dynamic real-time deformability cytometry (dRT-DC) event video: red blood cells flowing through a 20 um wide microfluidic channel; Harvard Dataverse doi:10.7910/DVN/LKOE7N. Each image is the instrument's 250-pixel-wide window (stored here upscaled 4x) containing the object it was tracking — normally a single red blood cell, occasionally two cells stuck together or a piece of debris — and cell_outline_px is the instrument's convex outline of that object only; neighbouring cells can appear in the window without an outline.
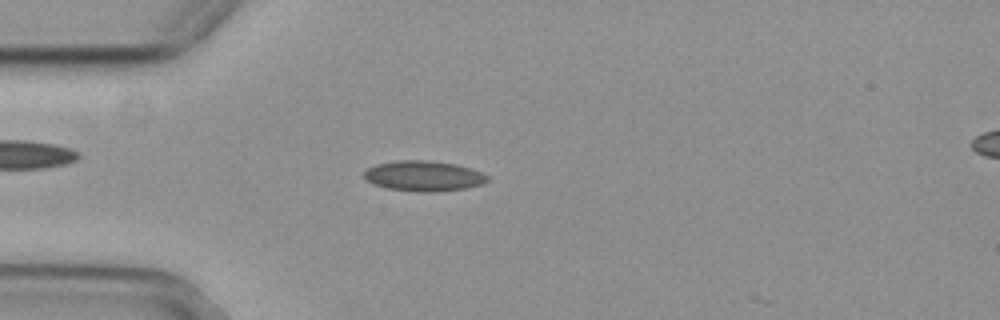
{"species": "common noctule bat (a hibernating species)", "species_latin": "Nyctalus noctula", "temperature_condition": "cold", "stored_images_in_passage": 52, "camera_frame_rate_fps": 3000, "um_per_image_px": 0.085, "animal": {"sex": "female", "body_mass_g": 29.2, "forearm_length_mm": 56.3}, "frame": {"image": 1, "passage_image": 14, "time_ms": 4.333, "image_size_px": [1000, 320], "cell_outline_px": [[488, 180], [484, 184], [464, 188], [432, 192], [420, 192], [388, 188], [364, 180], [364, 172], [368, 168], [376, 164], [396, 160], [428, 160], [456, 164], [480, 172], [488, 176]], "centroid_in_image_um": [35.99, 14.95], "position_along_channel_um": 49.0, "area_um2": 21.68}}
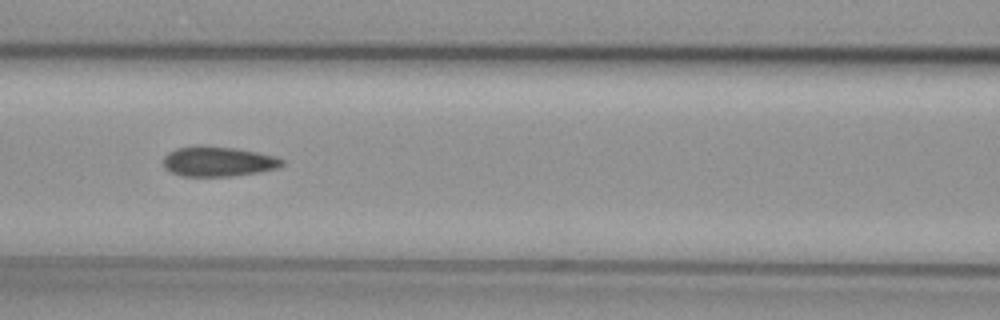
{"frame": {"image": 2, "passage_image": 23, "time_ms": 7.333, "image_size_px": [1000, 320], "cell_outline_px": [[284, 164], [276, 168], [260, 172], [232, 176], [180, 176], [168, 172], [164, 168], [164, 156], [168, 152], [176, 148], [236, 148], [276, 156], [284, 160]], "centroid_in_image_um": [18.55, 13.77], "position_along_channel_um": 148.0, "area_um2": 20.23}}
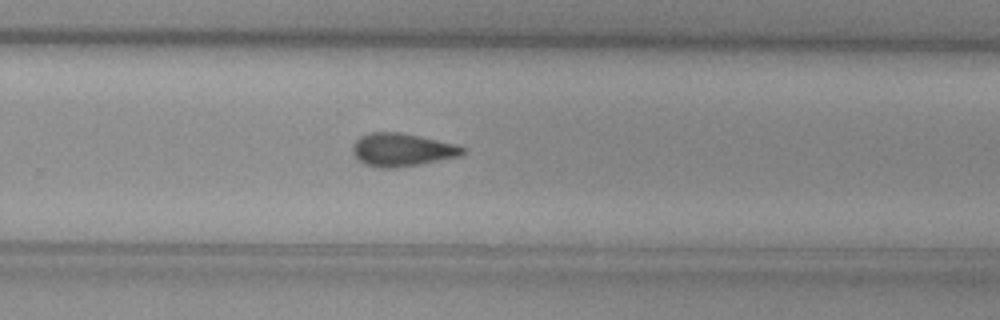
{"frame": {"image": 3, "passage_image": 35, "time_ms": 11.333, "image_size_px": [1000, 320], "cell_outline_px": [[468, 148], [460, 156], [420, 164], [396, 168], [380, 168], [364, 164], [352, 152], [352, 144], [360, 136], [368, 132], [400, 132], [460, 144]], "centroid_in_image_um": [34.2, 12.72], "position_along_channel_um": 295.6, "area_um2": 21.5}, "authors_computed_cell_mechanics": {"area_um2": 20.808, "velocity_mm_per_s": 3.7094, "shape_relaxation_time_tau1_ms": null, "shape_relaxation_time_tau2_ms": 3.2257, "deformation_change_tau1": null, "deformation_change_tau2": 0.0966}}